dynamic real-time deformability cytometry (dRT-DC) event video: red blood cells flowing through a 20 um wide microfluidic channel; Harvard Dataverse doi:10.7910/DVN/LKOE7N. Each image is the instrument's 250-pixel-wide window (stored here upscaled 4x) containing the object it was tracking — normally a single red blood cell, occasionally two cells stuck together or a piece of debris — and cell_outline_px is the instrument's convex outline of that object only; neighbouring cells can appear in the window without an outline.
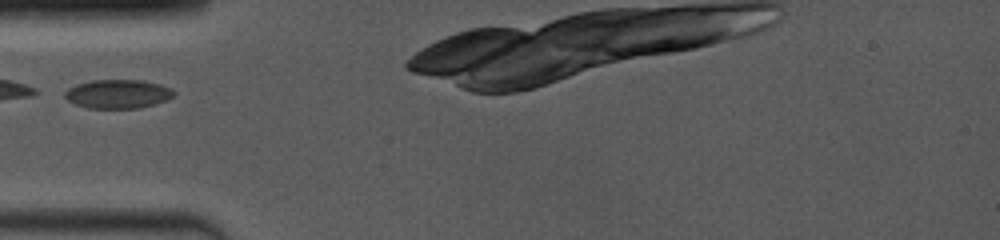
{"species": "common noctule bat (a hibernating species)", "species_latin": "Nyctalus noctula", "temperature_condition": "room temperature", "stored_images_in_passage": 22, "camera_frame_rate_fps": 4000, "um_per_image_px": 0.085, "animal": {"sex": "female", "body_mass_g": 19.0, "forearm_length_mm": 53.3}, "frame": {"image": 1, "passage_image": 1, "time_ms": 0.0, "image_size_px": [1000, 240], "cell_outline_px": [[176, 92], [172, 96], [156, 104], [140, 108], [88, 108], [76, 104], [68, 100], [64, 96], [64, 92], [68, 88], [76, 84], [92, 80], [140, 80], [160, 84], [172, 88]], "centroid_in_image_um": [10.02, 7.98], "position_along_channel_um": 75.0, "area_um2": 18.32}}